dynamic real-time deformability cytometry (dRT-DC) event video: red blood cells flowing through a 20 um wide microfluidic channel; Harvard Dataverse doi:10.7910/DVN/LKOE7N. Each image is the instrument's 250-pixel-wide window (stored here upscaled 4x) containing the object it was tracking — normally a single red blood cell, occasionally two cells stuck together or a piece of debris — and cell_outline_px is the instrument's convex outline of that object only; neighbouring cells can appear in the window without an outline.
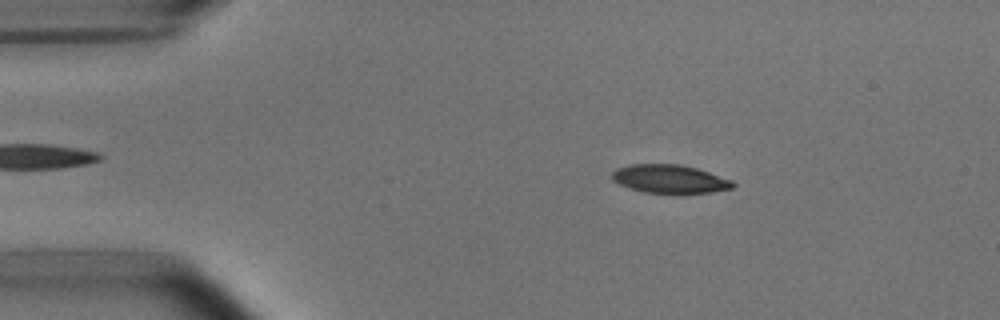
{"species": "common noctule bat (a hibernating species)", "species_latin": "Nyctalus noctula", "temperature_condition": "room temperature", "stored_images_in_passage": 52, "camera_frame_rate_fps": 3000, "um_per_image_px": 0.085, "animal": {"sex": "male", "body_mass_g": 15.6}, "frame": {"image": 1, "passage_image": 8, "time_ms": 2.333, "image_size_px": [1000, 320], "cell_outline_px": [[736, 184], [732, 188], [712, 192], [644, 192], [620, 184], [612, 180], [612, 172], [616, 168], [628, 164], [680, 164], [696, 168], [732, 180]], "centroid_in_image_um": [56.91, 15.19], "position_along_channel_um": 28.1, "area_um2": 19.65}}
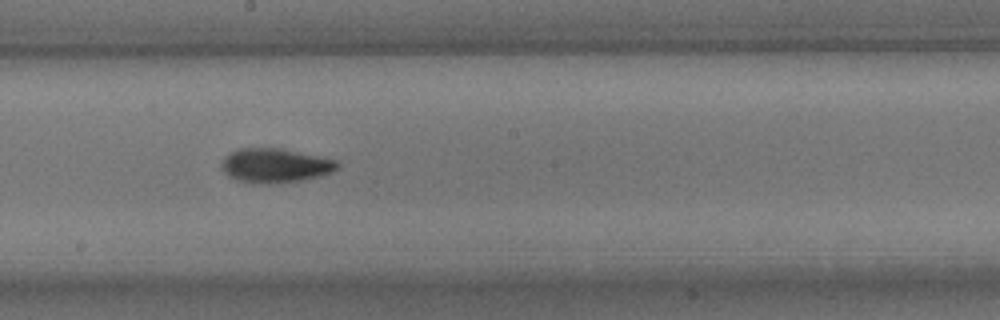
{"frame": {"image": 2, "passage_image": 28, "time_ms": 9.0, "image_size_px": [1000, 320], "cell_outline_px": [[340, 168], [332, 172], [320, 176], [300, 180], [268, 184], [236, 180], [228, 176], [220, 168], [220, 164], [224, 156], [240, 148], [280, 148], [340, 160]], "centroid_in_image_um": [23.41, 14.06], "position_along_channel_um": 224.8, "area_um2": 23.29}}
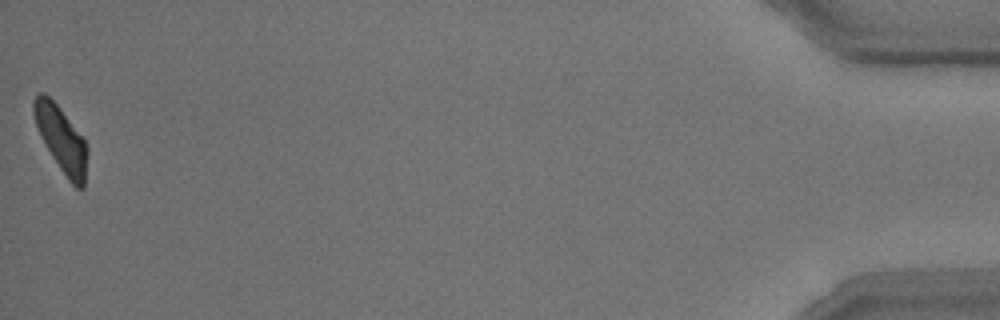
{"frame": {"image": 3, "passage_image": 52, "time_ms": 17.0, "image_size_px": [1000, 320], "cell_outline_px": [[88, 152], [84, 188], [76, 188], [68, 180], [52, 156], [40, 136], [32, 112], [32, 100], [40, 92], [44, 92], [56, 104], [84, 140], [88, 148]], "centroid_in_image_um": [5.2, 11.84], "position_along_channel_um": 430.0, "area_um2": 20.11}, "authors_computed_cell_mechanics": {"area_um2": 21.2126, "velocity_mm_per_s": 3.7502, "shape_relaxation_time_tau1_ms": 3.3823, "shape_relaxation_time_tau2_ms": 3.6494, "deformation_change_tau1": 0.1473, "deformation_change_tau2": 0.0976}}